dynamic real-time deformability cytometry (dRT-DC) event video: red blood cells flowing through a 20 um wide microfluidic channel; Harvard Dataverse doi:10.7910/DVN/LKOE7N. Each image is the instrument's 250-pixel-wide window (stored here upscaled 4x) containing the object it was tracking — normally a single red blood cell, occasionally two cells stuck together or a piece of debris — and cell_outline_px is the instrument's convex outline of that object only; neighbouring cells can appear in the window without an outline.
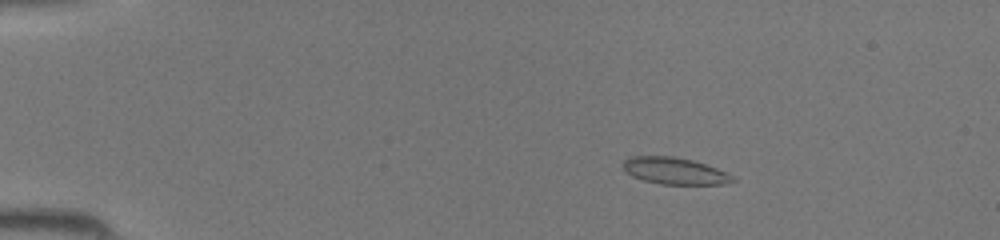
{"species": "common noctule bat (a hibernating species)", "species_latin": "Nyctalus noctula", "temperature_condition": "room temperature", "stored_images_in_passage": 45, "camera_frame_rate_fps": 3000, "um_per_image_px": 0.085, "animal": {"sex": "female", "body_mass_g": 19.5, "forearm_length_mm": 54.1}, "frame": {"image": 1, "passage_image": 8, "time_ms": 2.333, "image_size_px": [1000, 240], "cell_outline_px": [[736, 180], [724, 184], [660, 184], [644, 180], [632, 176], [624, 168], [624, 160], [628, 156], [672, 156], [692, 160], [716, 168], [732, 176]], "centroid_in_image_um": [57.32, 14.52], "position_along_channel_um": 27.7, "area_um2": 16.82}}
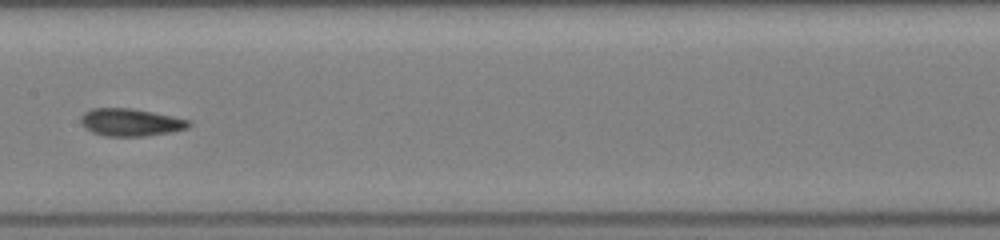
{"frame": {"image": 2, "passage_image": 24, "time_ms": 7.667, "image_size_px": [1000, 240], "cell_outline_px": [[192, 124], [188, 128], [172, 132], [144, 136], [104, 136], [92, 132], [84, 128], [80, 120], [80, 116], [84, 112], [92, 108], [128, 108], [152, 112], [192, 120]], "centroid_in_image_um": [11.1, 10.4], "position_along_channel_um": 196.3, "area_um2": 17.46}}
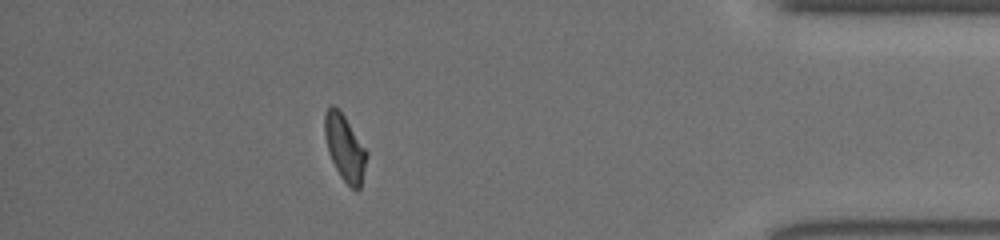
{"frame": {"image": 3, "passage_image": 40, "time_ms": 13.0, "image_size_px": [1000, 240], "cell_outline_px": [[368, 156], [360, 188], [356, 192], [340, 176], [328, 152], [324, 136], [324, 116], [328, 108], [332, 104], [344, 116], [368, 152]], "centroid_in_image_um": [29.31, 12.58], "position_along_channel_um": 405.9, "area_um2": 16.01}}